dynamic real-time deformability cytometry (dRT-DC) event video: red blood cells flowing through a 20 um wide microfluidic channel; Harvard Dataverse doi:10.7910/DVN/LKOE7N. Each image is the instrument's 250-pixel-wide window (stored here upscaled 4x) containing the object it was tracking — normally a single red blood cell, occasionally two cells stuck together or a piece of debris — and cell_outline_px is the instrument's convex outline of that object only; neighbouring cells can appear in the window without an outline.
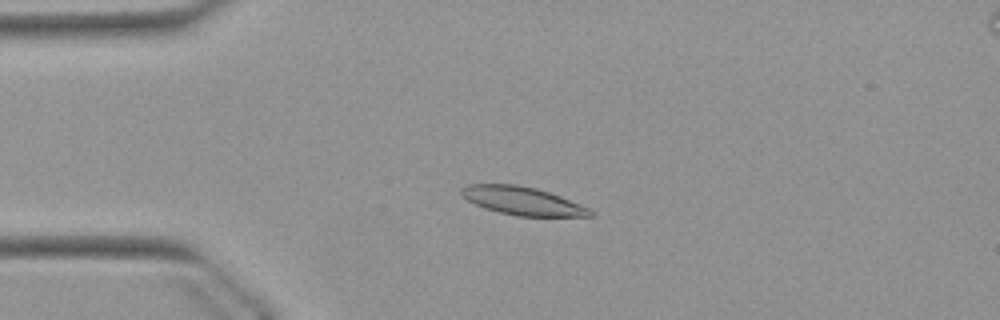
{"species": "Egyptian fruit bat (a non-hibernating species)", "species_latin": "Rousettus aegyptiacus", "temperature_condition": "warm", "stored_images_in_passage": 53, "camera_frame_rate_fps": 3000, "um_per_image_px": 0.085, "animal": {"sex": "female"}, "frame": {"image": 1, "passage_image": 13, "time_ms": 4.0, "image_size_px": [1000, 320], "cell_outline_px": [[596, 216], [516, 216], [484, 208], [460, 196], [460, 188], [468, 184], [516, 184], [536, 188], [560, 196], [580, 204], [596, 212]], "centroid_in_image_um": [44.4, 17.07], "position_along_channel_um": 40.6, "area_um2": 21.21}}
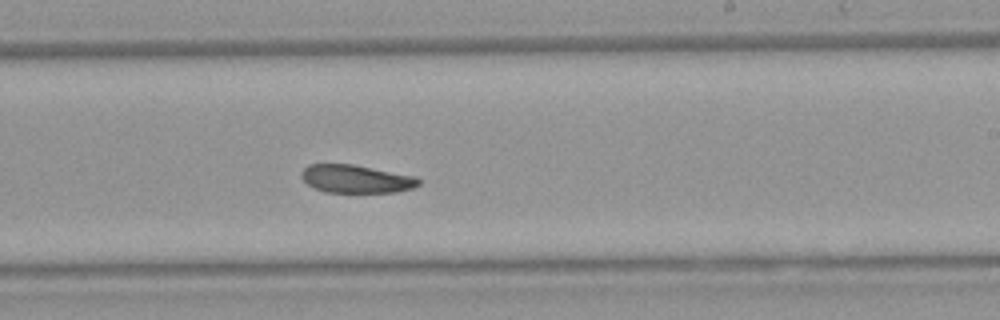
{"frame": {"image": 2, "passage_image": 32, "time_ms": 10.333, "image_size_px": [1000, 320], "cell_outline_px": [[420, 184], [412, 188], [396, 192], [324, 192], [312, 188], [300, 176], [300, 172], [308, 164], [352, 164], [416, 176], [420, 180]], "centroid_in_image_um": [30.24, 15.21], "position_along_channel_um": 258.8, "area_um2": 19.25}}
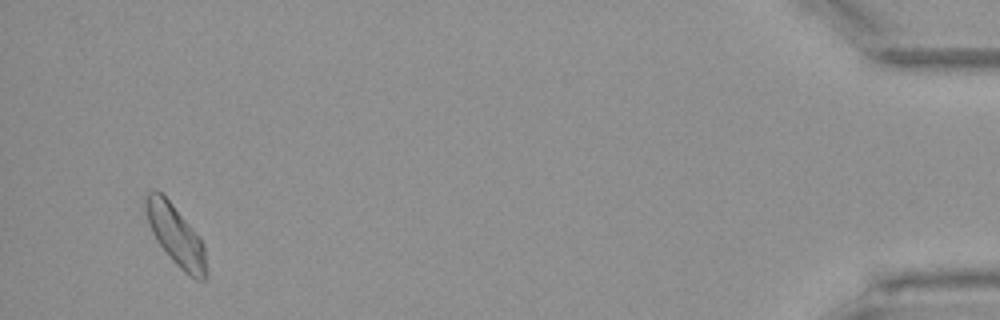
{"frame": {"image": 3, "passage_image": 51, "time_ms": 16.667, "image_size_px": [1000, 320], "cell_outline_px": [[208, 276], [204, 280], [196, 280], [184, 272], [172, 260], [156, 240], [148, 224], [144, 208], [144, 192], [156, 188], [172, 204], [200, 236], [204, 244], [208, 272]], "centroid_in_image_um": [14.94, 19.99], "position_along_channel_um": 420.3, "area_um2": 21.73}, "authors_computed_cell_mechanics": {"area_um2": 20.7502, "velocity_mm_per_s": 3.8557, "shape_relaxation_time_tau1_ms": 8.0639, "shape_relaxation_time_tau2_ms": 10.7072, "deformation_change_tau1": 0.1617, "deformation_change_tau2": 0.2027}}